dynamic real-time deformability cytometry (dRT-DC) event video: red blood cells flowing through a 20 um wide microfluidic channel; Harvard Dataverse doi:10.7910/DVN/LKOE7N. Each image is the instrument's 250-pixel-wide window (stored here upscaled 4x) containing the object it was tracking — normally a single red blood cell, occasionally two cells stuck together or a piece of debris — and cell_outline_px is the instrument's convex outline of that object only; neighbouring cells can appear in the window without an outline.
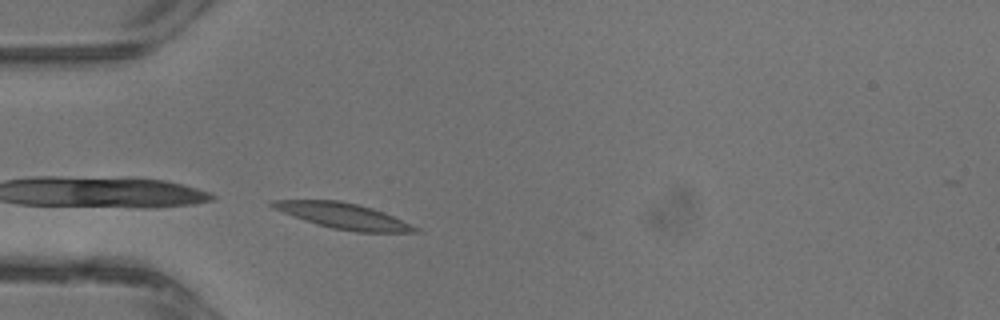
{"species": "common noctule bat (a hibernating species)", "species_latin": "Nyctalus noctula", "temperature_condition": "warm", "stored_images_in_passage": 5, "camera_frame_rate_fps": 3000, "um_per_image_px": 0.085, "animal": {"sex": "male", "body_mass_g": 13.3}, "frame": {"image": 1, "passage_image": 5, "time_ms": 1.333, "image_size_px": [1000, 320], "cell_outline_px": [[420, 232], [356, 232], [332, 228], [316, 224], [304, 220], [272, 208], [268, 204], [272, 200], [340, 200], [372, 208], [384, 212], [420, 228]], "centroid_in_image_um": [29.18, 18.35], "position_along_channel_um": 55.8, "area_um2": 21.27}}